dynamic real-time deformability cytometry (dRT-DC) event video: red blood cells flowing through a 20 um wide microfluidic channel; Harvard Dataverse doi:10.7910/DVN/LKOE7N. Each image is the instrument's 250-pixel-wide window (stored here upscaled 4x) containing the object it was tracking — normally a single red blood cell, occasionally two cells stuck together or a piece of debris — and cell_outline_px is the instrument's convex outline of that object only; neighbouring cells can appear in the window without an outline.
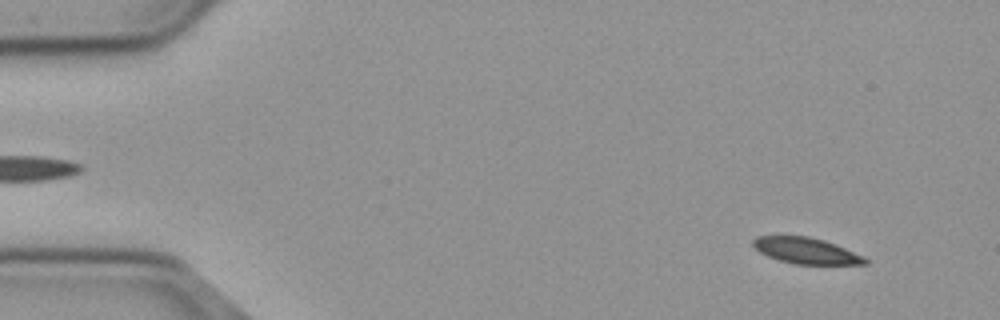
{"species": "common noctule bat (a hibernating species)", "species_latin": "Nyctalus noctula", "temperature_condition": "cold", "stored_images_in_passage": 56, "camera_frame_rate_fps": 3000, "um_per_image_px": 0.085, "animal": {"sex": "male", "body_mass_g": 23.1, "forearm_length_mm": 52.7}, "frame": {"image": 1, "passage_image": 5, "time_ms": 1.333, "image_size_px": [1000, 320], "cell_outline_px": [[868, 264], [796, 264], [780, 260], [768, 256], [760, 252], [752, 244], [752, 240], [756, 236], [808, 236], [824, 240], [864, 256], [868, 260]], "centroid_in_image_um": [68.52, 21.31], "position_along_channel_um": 16.5, "area_um2": 16.82}}
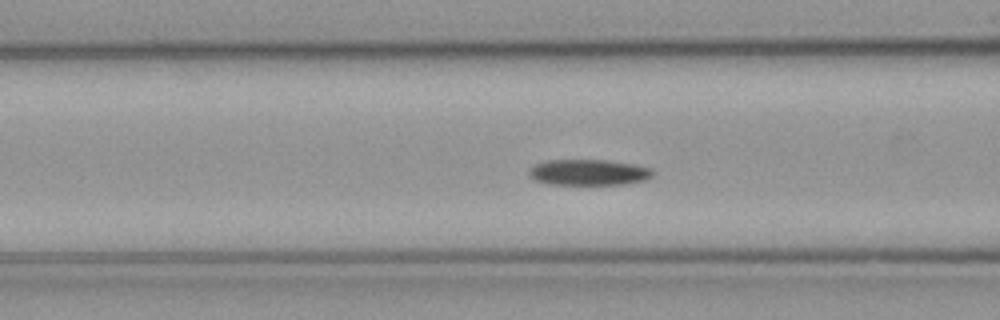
{"frame": {"image": 2, "passage_image": 22, "time_ms": 7.0, "image_size_px": [1000, 320], "cell_outline_px": [[656, 172], [652, 176], [644, 180], [624, 184], [548, 184], [536, 180], [528, 176], [528, 172], [536, 164], [548, 160], [604, 160], [632, 164], [652, 168]], "centroid_in_image_um": [50.05, 14.65], "position_along_channel_um": 116.5, "area_um2": 18.55}}
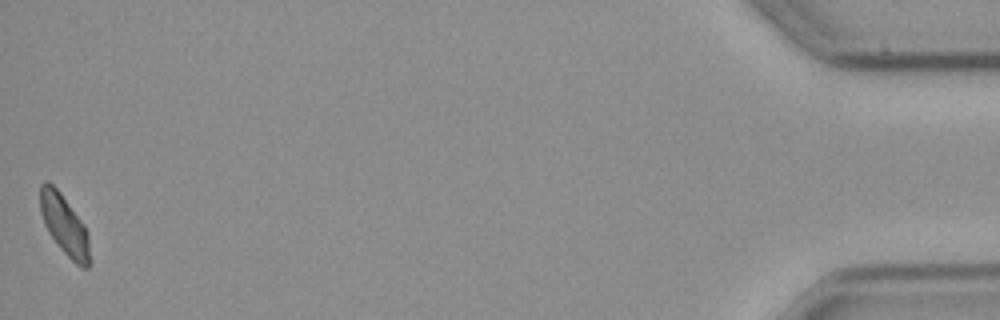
{"frame": {"image": 3, "passage_image": 56, "time_ms": 18.333, "image_size_px": [1000, 320], "cell_outline_px": [[92, 264], [88, 268], [80, 268], [60, 248], [48, 232], [44, 224], [40, 212], [40, 184], [48, 180], [60, 192], [80, 220], [88, 232], [92, 260]], "centroid_in_image_um": [5.5, 19.18], "position_along_channel_um": 429.7, "area_um2": 17.57}, "authors_computed_cell_mechanics": {"area_um2": 18.5827, "velocity_mm_per_s": 3.6543, "shape_relaxation_time_tau1_ms": 4.023, "shape_relaxation_time_tau2_ms": null, "deformation_change_tau1": 0.1016, "deformation_change_tau2": null}}